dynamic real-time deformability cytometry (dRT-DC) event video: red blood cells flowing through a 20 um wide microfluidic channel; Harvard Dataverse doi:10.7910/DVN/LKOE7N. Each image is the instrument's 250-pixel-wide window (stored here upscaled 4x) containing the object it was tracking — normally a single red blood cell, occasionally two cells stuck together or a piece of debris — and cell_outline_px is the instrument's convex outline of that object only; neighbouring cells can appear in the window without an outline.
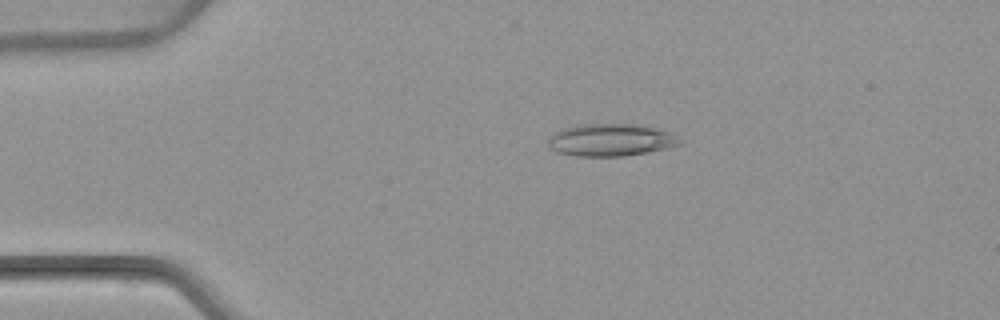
{"species": "common noctule bat (a hibernating species)", "species_latin": "Nyctalus noctula", "temperature_condition": "warm", "stored_images_in_passage": 5, "camera_frame_rate_fps": 3000, "um_per_image_px": 0.085, "animal": {"sex": "female", "body_mass_g": 22.7, "forearm_length_mm": 54.2}, "frame": {"image": 1, "passage_image": 3, "time_ms": 2.333, "image_size_px": [1000, 320], "cell_outline_px": [[684, 144], [648, 152], [624, 156], [576, 156], [556, 152], [548, 144], [548, 136], [560, 128], [580, 124], [636, 124], [656, 128], [668, 132], [684, 140]], "centroid_in_image_um": [51.91, 11.89], "position_along_channel_um": 33.1, "area_um2": 25.09}}